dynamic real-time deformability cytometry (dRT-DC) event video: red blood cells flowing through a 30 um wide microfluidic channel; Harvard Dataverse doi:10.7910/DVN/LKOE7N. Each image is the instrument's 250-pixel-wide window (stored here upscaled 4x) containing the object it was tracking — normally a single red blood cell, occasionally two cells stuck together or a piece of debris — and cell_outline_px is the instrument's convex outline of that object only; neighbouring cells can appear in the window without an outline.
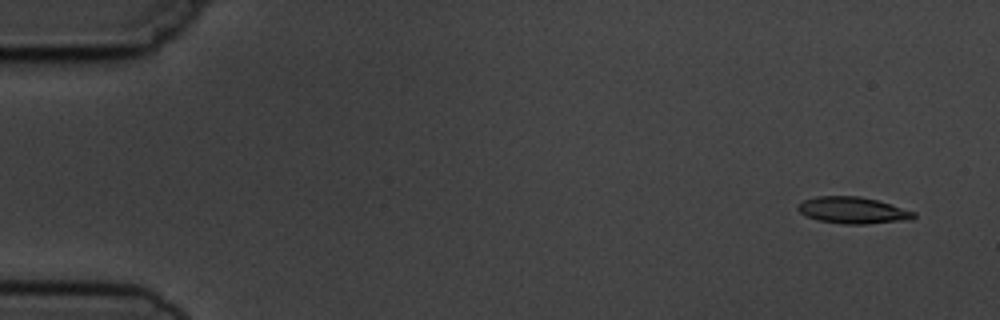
{"species": "common noctule bat (a hibernating species)", "species_latin": "Nyctalus noctula", "temperature_condition": "cold", "stored_images_in_passage": 4, "camera_frame_rate_fps": 3000, "um_per_image_px": 0.085, "animal": {"sex": "male", "body_mass_g": 19.5, "forearm_length_mm": 54.6}, "frame": {"image": 1, "passage_image": 1, "time_ms": 0.0, "image_size_px": [1000, 320], "cell_outline_px": [[916, 216], [912, 220], [864, 224], [840, 224], [820, 220], [808, 216], [800, 212], [796, 208], [804, 200], [816, 196], [860, 196], [876, 200], [916, 212]], "centroid_in_image_um": [72.52, 17.88], "position_along_channel_um": 12.5, "area_um2": 17.86}}
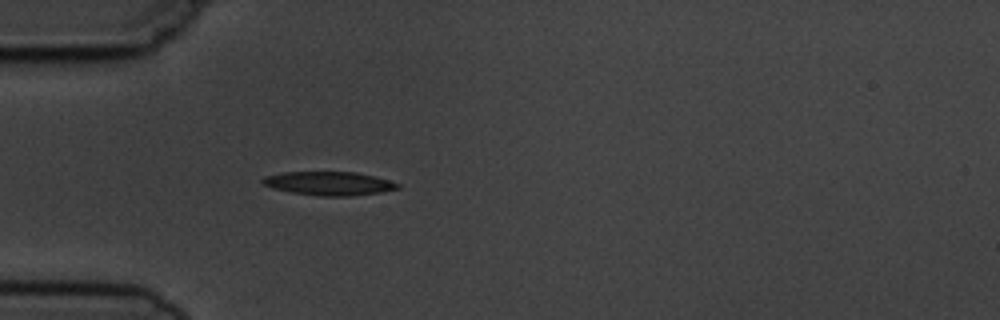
{"frame": {"image": 2, "passage_image": 4, "time_ms": 4.333, "image_size_px": [1000, 320], "cell_outline_px": [[400, 188], [380, 192], [352, 196], [320, 196], [292, 192], [272, 188], [260, 184], [260, 180], [264, 176], [284, 172], [356, 172], [376, 176], [400, 184]], "centroid_in_image_um": [27.94, 15.59], "position_along_channel_um": 57.1, "area_um2": 18.73}}